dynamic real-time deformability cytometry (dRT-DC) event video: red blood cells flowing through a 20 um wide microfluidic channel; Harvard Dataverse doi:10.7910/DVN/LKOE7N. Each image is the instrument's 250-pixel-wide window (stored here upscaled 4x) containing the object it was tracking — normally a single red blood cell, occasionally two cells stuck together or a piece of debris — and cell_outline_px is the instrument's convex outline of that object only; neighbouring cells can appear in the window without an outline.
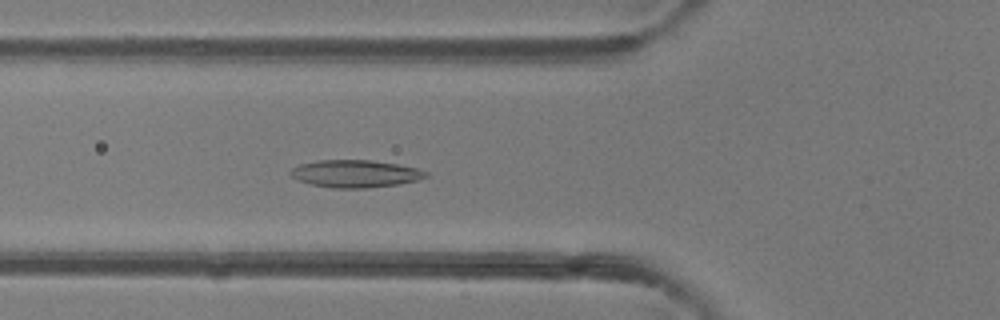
{"species": "common noctule bat (a hibernating species)", "species_latin": "Nyctalus noctula", "temperature_condition": "room temperature", "stored_images_in_passage": 36, "camera_frame_rate_fps": 3000, "um_per_image_px": 0.085, "animal": {"sex": "female"}, "frame": {"image": 1, "passage_image": 11, "time_ms": 3.333, "image_size_px": [1000, 320], "cell_outline_px": [[428, 176], [420, 180], [400, 184], [364, 188], [332, 188], [312, 184], [296, 180], [288, 172], [292, 168], [300, 164], [316, 160], [372, 160], [396, 164], [416, 168], [428, 172]], "centroid_in_image_um": [30.2, 14.76], "position_along_channel_um": 95.6, "area_um2": 21.73}}
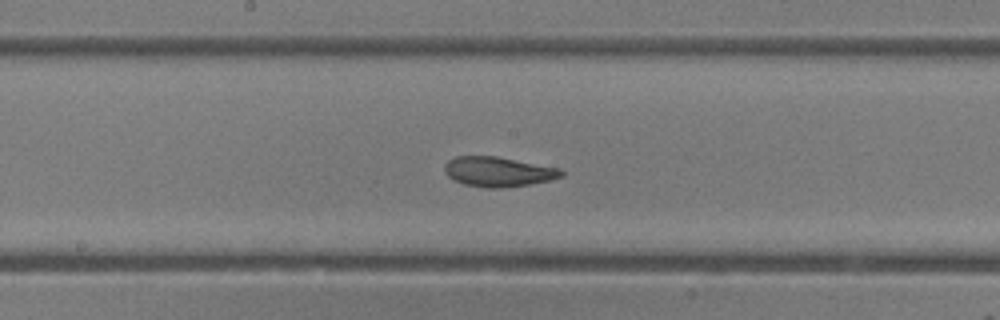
{"frame": {"image": 2, "passage_image": 19, "time_ms": 6.0, "image_size_px": [1000, 320], "cell_outline_px": [[564, 176], [548, 180], [528, 184], [504, 188], [488, 188], [464, 184], [448, 176], [444, 172], [444, 164], [448, 160], [456, 156], [496, 156], [560, 168], [564, 172]], "centroid_in_image_um": [42.34, 14.59], "position_along_channel_um": 205.9, "area_um2": 20.23}}
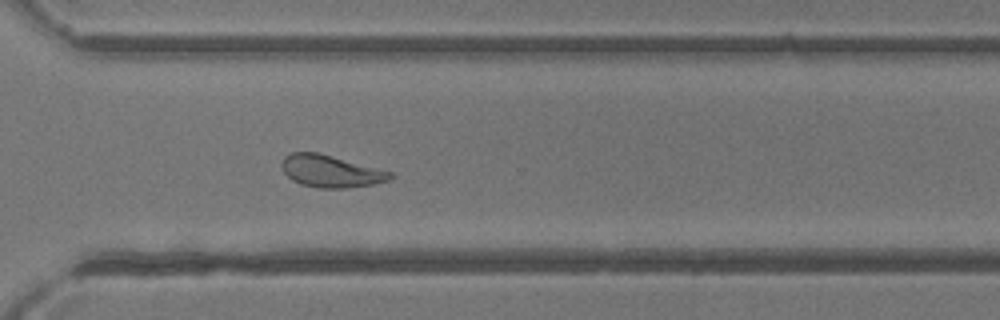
{"frame": {"image": 3, "passage_image": 29, "time_ms": 9.333, "image_size_px": [1000, 320], "cell_outline_px": [[392, 176], [388, 180], [372, 184], [344, 188], [316, 188], [300, 184], [292, 180], [284, 172], [280, 164], [284, 156], [292, 152], [316, 152], [392, 172]], "centroid_in_image_um": [28.04, 14.56], "position_along_channel_um": 342.6, "area_um2": 20.06}, "authors_computed_cell_mechanics": {"area_um2": 20.9236, "velocity_mm_per_s": 4.112, "shape_relaxation_time_tau1_ms": 6.8067, "shape_relaxation_time_tau2_ms": 2.0309, "deformation_change_tau1": 0.1682, "deformation_change_tau2": 0.0847}}